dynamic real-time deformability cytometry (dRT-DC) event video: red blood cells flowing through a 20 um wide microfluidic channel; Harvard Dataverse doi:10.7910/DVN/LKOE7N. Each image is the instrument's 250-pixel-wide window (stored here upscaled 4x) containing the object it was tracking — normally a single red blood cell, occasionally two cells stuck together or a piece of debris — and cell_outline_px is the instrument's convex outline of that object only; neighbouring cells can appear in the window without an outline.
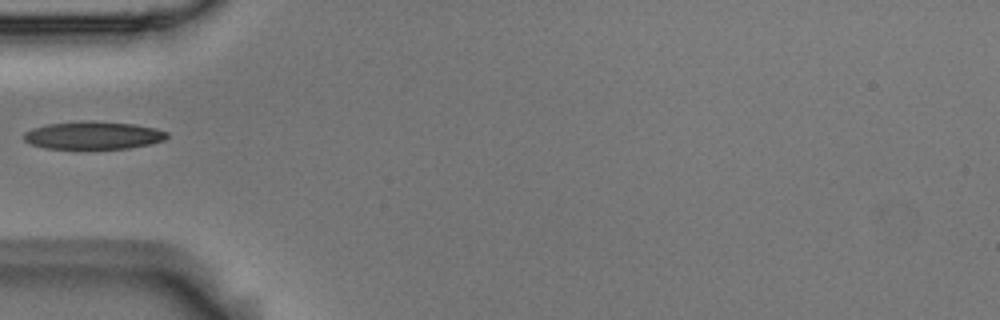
{"species": "Egyptian fruit bat (a non-hibernating species)", "species_latin": "Rousettus aegyptiacus", "temperature_condition": "room temperature", "stored_images_in_passage": 2, "camera_frame_rate_fps": 3000, "um_per_image_px": 0.085, "animal": {"sex": "male"}, "frame": {"image": 1, "passage_image": 1, "time_ms": 0.0, "image_size_px": [1000, 320], "cell_outline_px": [[168, 136], [164, 140], [152, 144], [128, 148], [44, 148], [32, 144], [24, 140], [24, 132], [32, 128], [48, 124], [92, 120], [132, 124], [156, 128], [168, 132]], "centroid_in_image_um": [7.95, 11.5], "position_along_channel_um": 77.1, "area_um2": 23.06}}